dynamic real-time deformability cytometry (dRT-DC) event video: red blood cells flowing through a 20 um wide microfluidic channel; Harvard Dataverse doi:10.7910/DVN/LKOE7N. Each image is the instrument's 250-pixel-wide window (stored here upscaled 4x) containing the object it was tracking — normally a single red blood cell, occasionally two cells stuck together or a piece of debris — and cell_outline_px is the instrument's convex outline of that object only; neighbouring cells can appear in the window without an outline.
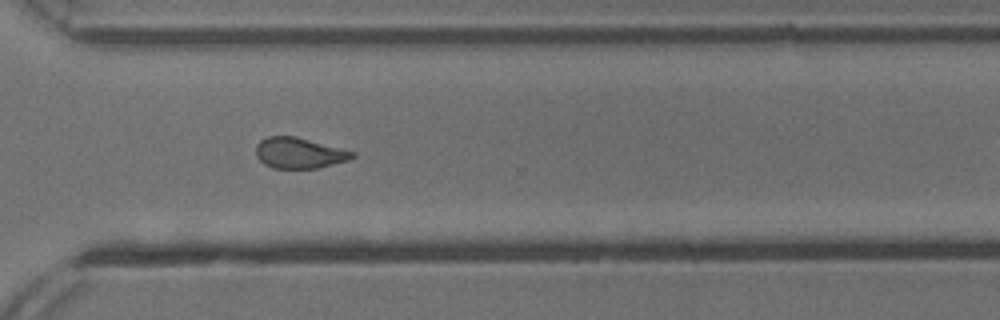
{"species": "common noctule bat (a hibernating species)", "species_latin": "Nyctalus noctula", "temperature_condition": "cold", "stored_images_in_passage": 14, "camera_frame_rate_fps": 3000, "um_per_image_px": 0.085, "animal": {"sex": "male", "body_mass_g": 13.3}, "frame": {"image": 1, "passage_image": 12, "time_ms": 3.667, "image_size_px": [1000, 320], "cell_outline_px": [[356, 156], [348, 160], [316, 168], [272, 168], [264, 164], [256, 156], [256, 144], [260, 140], [268, 136], [296, 136], [356, 152]], "centroid_in_image_um": [25.42, 12.99], "position_along_channel_um": 345.2, "area_um2": 17.28}}